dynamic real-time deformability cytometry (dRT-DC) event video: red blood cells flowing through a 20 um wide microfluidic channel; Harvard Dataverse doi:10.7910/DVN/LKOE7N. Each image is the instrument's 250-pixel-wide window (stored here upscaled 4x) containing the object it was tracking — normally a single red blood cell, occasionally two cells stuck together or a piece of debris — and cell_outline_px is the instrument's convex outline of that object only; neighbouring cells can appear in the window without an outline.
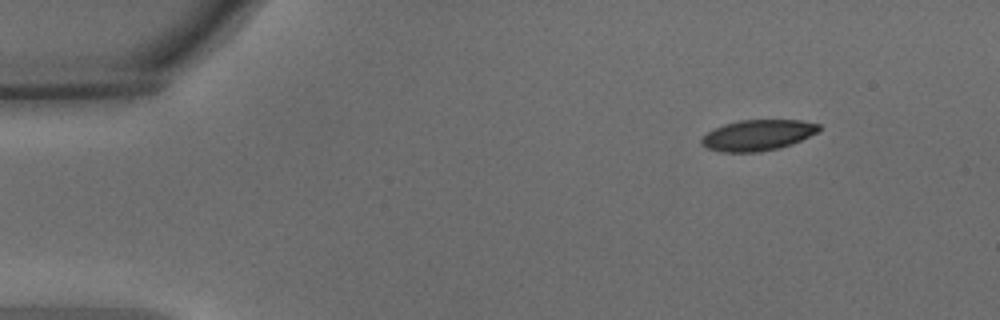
{"species": "common noctule bat (a hibernating species)", "species_latin": "Nyctalus noctula", "temperature_condition": "warm", "stored_images_in_passage": 50, "camera_frame_rate_fps": 3000, "um_per_image_px": 0.085, "animal": {"sex": "male", "body_mass_g": 15.6}, "frame": {"image": 1, "passage_image": 1, "time_ms": 0.0, "image_size_px": [1000, 320], "cell_outline_px": [[820, 132], [792, 144], [780, 148], [760, 152], [720, 152], [708, 148], [700, 144], [700, 140], [708, 132], [724, 124], [740, 120], [800, 120], [820, 124]], "centroid_in_image_um": [64.44, 11.49], "position_along_channel_um": 20.6, "area_um2": 21.21}}
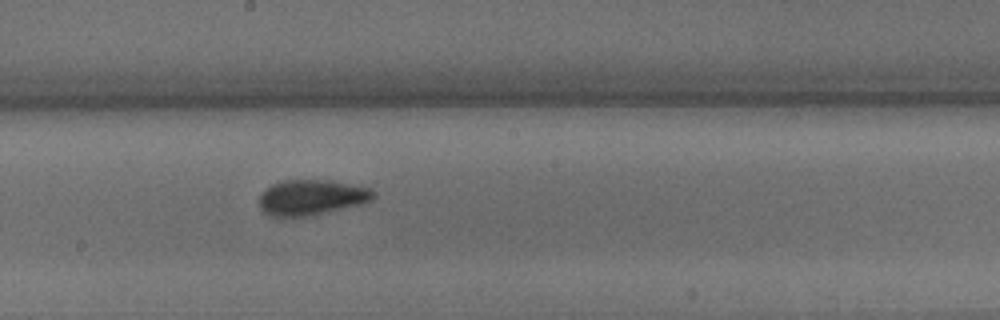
{"frame": {"image": 2, "passage_image": 25, "time_ms": 8.0, "image_size_px": [1000, 320], "cell_outline_px": [[376, 196], [372, 200], [360, 204], [312, 216], [268, 216], [260, 208], [260, 192], [264, 188], [272, 184], [284, 180], [332, 180], [372, 188], [376, 192]], "centroid_in_image_um": [26.49, 16.77], "position_along_channel_um": 221.7, "area_um2": 23.87}}
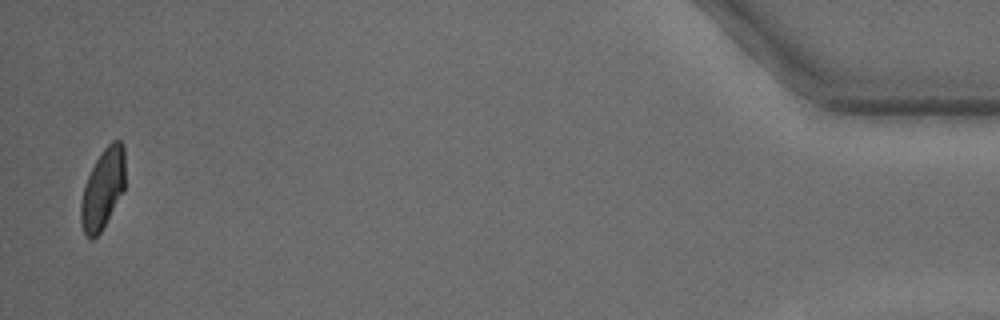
{"frame": {"image": 3, "passage_image": 49, "time_ms": 16.0, "image_size_px": [1000, 320], "cell_outline_px": [[124, 192], [100, 232], [92, 240], [88, 240], [84, 232], [80, 220], [80, 204], [84, 184], [96, 160], [104, 148], [112, 140], [120, 140], [124, 144]], "centroid_in_image_um": [8.73, 16.06], "position_along_channel_um": 426.5, "area_um2": 20.75}, "authors_computed_cell_mechanics": {"area_um2": 22.2819, "velocity_mm_per_s": 3.6345, "shape_relaxation_time_tau1_ms": 4.4672, "shape_relaxation_time_tau2_ms": 1.0265, "deformation_change_tau1": 0.1466, "deformation_change_tau2": 0.0647}}